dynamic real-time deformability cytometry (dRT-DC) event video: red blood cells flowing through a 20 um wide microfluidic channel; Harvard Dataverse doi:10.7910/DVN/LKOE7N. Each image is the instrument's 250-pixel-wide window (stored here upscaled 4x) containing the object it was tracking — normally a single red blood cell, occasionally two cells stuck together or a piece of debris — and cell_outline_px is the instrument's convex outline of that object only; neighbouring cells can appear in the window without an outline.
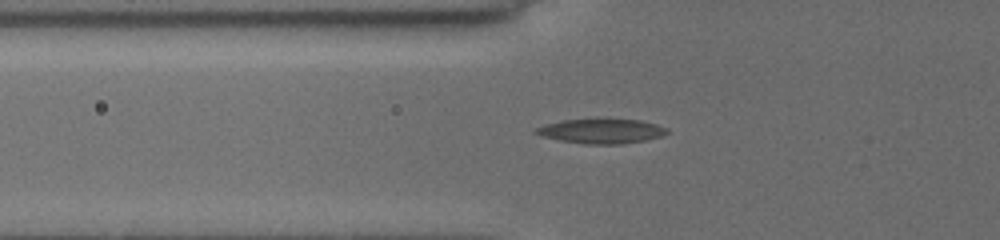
{"species": "common noctule bat (a hibernating species)", "species_latin": "Nyctalus noctula", "temperature_condition": "cold", "stored_images_in_passage": 31, "camera_frame_rate_fps": 3000, "um_per_image_px": 0.085, "animal": {"sex": "female", "body_mass_g": 19.5, "forearm_length_mm": 54.1}, "frame": {"image": 1, "passage_image": 2, "time_ms": 0.333, "image_size_px": [1000, 240], "cell_outline_px": [[668, 132], [660, 136], [644, 140], [620, 144], [584, 144], [560, 140], [544, 136], [532, 132], [536, 128], [560, 120], [596, 116], [604, 116], [640, 120], [656, 124], [668, 128]], "centroid_in_image_um": [51.11, 11.08], "position_along_channel_um": 74.7, "area_um2": 19.59}}
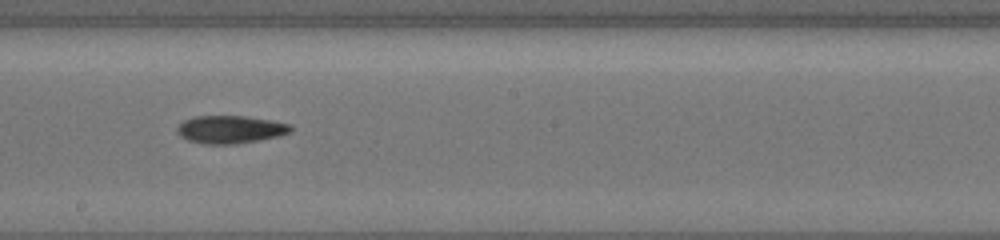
{"frame": {"image": 2, "passage_image": 18, "time_ms": 4.333, "image_size_px": [1000, 240], "cell_outline_px": [[292, 132], [280, 136], [236, 144], [204, 144], [188, 140], [180, 136], [176, 132], [176, 128], [184, 120], [196, 116], [244, 116], [272, 120], [292, 124]], "centroid_in_image_um": [19.6, 11.0], "position_along_channel_um": 228.6, "area_um2": 18.55}}
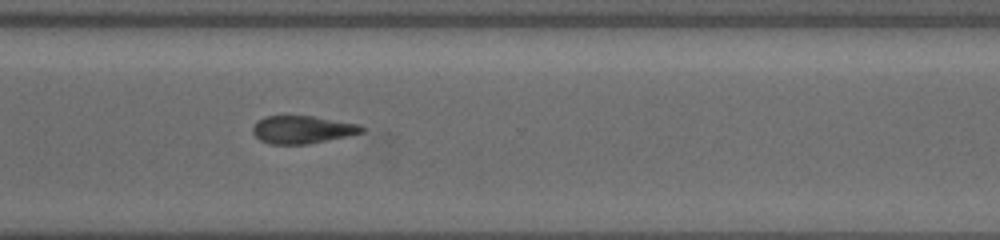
{"frame": {"image": 3, "passage_image": 30, "time_ms": 7.333, "image_size_px": [1000, 240], "cell_outline_px": [[364, 132], [348, 136], [308, 144], [272, 144], [260, 140], [252, 132], [252, 128], [264, 116], [312, 116], [360, 124], [364, 128]], "centroid_in_image_um": [25.73, 11.02], "position_along_channel_um": 344.9, "area_um2": 17.51}}